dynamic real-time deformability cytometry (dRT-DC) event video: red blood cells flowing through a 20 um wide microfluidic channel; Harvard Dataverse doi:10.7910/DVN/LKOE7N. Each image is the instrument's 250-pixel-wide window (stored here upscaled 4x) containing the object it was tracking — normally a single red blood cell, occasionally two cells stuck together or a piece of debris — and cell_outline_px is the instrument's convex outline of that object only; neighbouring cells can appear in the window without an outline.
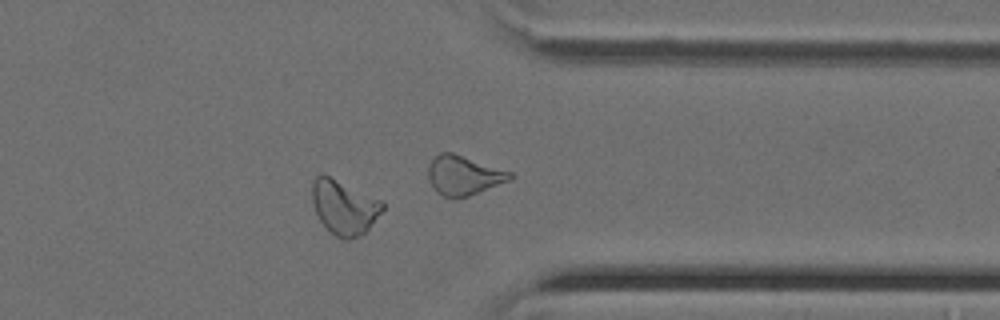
{"species": "Egyptian fruit bat (a non-hibernating species)", "species_latin": "Rousettus aegyptiacus", "temperature_condition": "cold", "stored_images_in_passage": 35, "camera_frame_rate_fps": 3000, "um_per_image_px": 0.085, "animal": {"sex": "female"}, "frame": {"image": 1, "passage_image": 25, "time_ms": 8.0, "image_size_px": [1000, 320], "cell_outline_px": [[384, 208], [368, 228], [360, 236], [348, 240], [344, 240], [336, 236], [320, 220], [312, 204], [312, 184], [316, 176], [328, 176], [380, 200], [384, 204]], "centroid_in_image_um": [29.24, 17.64], "position_along_channel_um": 382.2, "area_um2": 21.62}}